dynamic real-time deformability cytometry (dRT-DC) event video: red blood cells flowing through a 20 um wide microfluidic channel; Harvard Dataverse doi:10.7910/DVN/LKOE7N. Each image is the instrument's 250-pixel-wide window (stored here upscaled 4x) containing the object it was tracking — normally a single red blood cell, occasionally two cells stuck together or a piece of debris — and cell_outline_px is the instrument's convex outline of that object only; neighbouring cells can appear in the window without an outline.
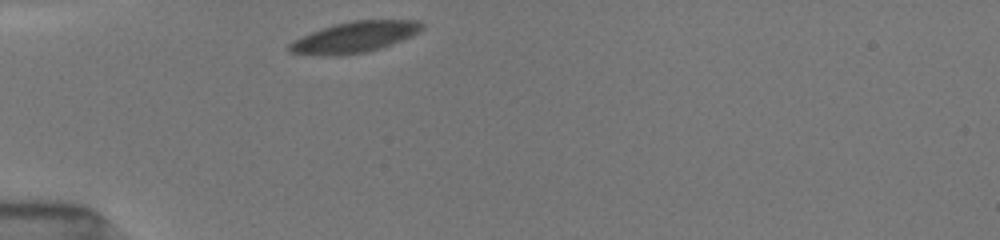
{"species": "common noctule bat (a hibernating species)", "species_latin": "Nyctalus noctula", "temperature_condition": "room temperature", "stored_images_in_passage": 39, "camera_frame_rate_fps": 3000, "um_per_image_px": 0.085, "animal": {"sex": "female", "body_mass_g": 19.5, "forearm_length_mm": 54.1}, "frame": {"image": 1, "passage_image": 1, "time_ms": 0.0, "image_size_px": [1000, 240], "cell_outline_px": [[424, 28], [400, 40], [368, 52], [336, 56], [328, 56], [292, 52], [288, 48], [288, 44], [312, 32], [336, 24], [352, 20], [416, 20], [424, 24]], "centroid_in_image_um": [30.15, 3.15], "position_along_channel_um": 54.8, "area_um2": 23.24}}
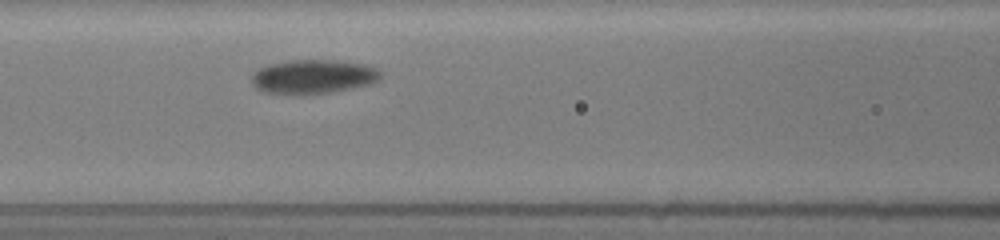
{"frame": {"image": 2, "passage_image": 9, "time_ms": 2.667, "image_size_px": [1000, 240], "cell_outline_px": [[380, 80], [372, 84], [332, 92], [292, 96], [264, 92], [256, 88], [252, 84], [252, 76], [260, 68], [268, 64], [292, 60], [332, 60], [364, 64], [376, 68], [380, 72]], "centroid_in_image_um": [26.61, 6.54], "position_along_channel_um": 140.0, "area_um2": 25.89}}
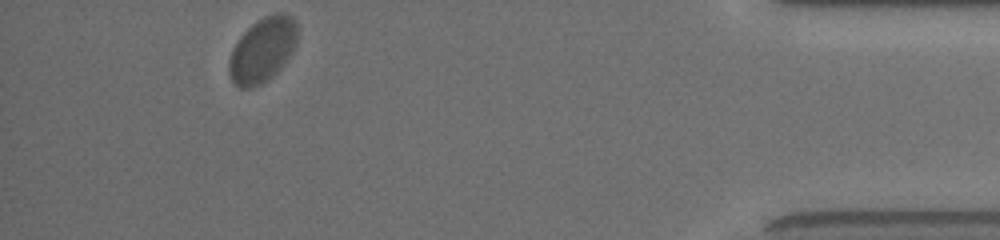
{"frame": {"image": 3, "passage_image": 35, "time_ms": 11.333, "image_size_px": [1000, 240], "cell_outline_px": [[300, 28], [296, 44], [292, 52], [284, 64], [268, 80], [260, 84], [248, 88], [240, 88], [232, 80], [228, 72], [228, 60], [240, 36], [256, 20], [264, 16], [276, 12], [284, 12], [292, 16], [296, 20]], "centroid_in_image_um": [22.36, 4.2], "position_along_channel_um": 412.8, "area_um2": 26.07}, "authors_computed_cell_mechanics": {"area_um2": 24.854, "velocity_mm_per_s": 3.7487, "shape_relaxation_time_tau1_ms": 0.9426, "shape_relaxation_time_tau2_ms": null, "deformation_change_tau1": 0.0657, "deformation_change_tau2": null}}